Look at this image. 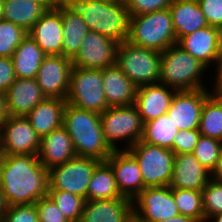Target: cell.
<instances>
[{"instance_id": "8d00e7d4", "label": "cell", "mask_w": 222, "mask_h": 222, "mask_svg": "<svg viewBox=\"0 0 222 222\" xmlns=\"http://www.w3.org/2000/svg\"><path fill=\"white\" fill-rule=\"evenodd\" d=\"M203 211L205 222L218 213L222 212V182L213 178L202 189Z\"/></svg>"}, {"instance_id": "f5cc1de1", "label": "cell", "mask_w": 222, "mask_h": 222, "mask_svg": "<svg viewBox=\"0 0 222 222\" xmlns=\"http://www.w3.org/2000/svg\"><path fill=\"white\" fill-rule=\"evenodd\" d=\"M3 4H4V0H0V19H2Z\"/></svg>"}, {"instance_id": "7bdbcfd3", "label": "cell", "mask_w": 222, "mask_h": 222, "mask_svg": "<svg viewBox=\"0 0 222 222\" xmlns=\"http://www.w3.org/2000/svg\"><path fill=\"white\" fill-rule=\"evenodd\" d=\"M15 79L12 59L9 57H0V92L5 93L15 82Z\"/></svg>"}, {"instance_id": "d590c367", "label": "cell", "mask_w": 222, "mask_h": 222, "mask_svg": "<svg viewBox=\"0 0 222 222\" xmlns=\"http://www.w3.org/2000/svg\"><path fill=\"white\" fill-rule=\"evenodd\" d=\"M221 150L222 141L201 135L194 148L193 155L204 168L212 173L217 165Z\"/></svg>"}, {"instance_id": "44dd1931", "label": "cell", "mask_w": 222, "mask_h": 222, "mask_svg": "<svg viewBox=\"0 0 222 222\" xmlns=\"http://www.w3.org/2000/svg\"><path fill=\"white\" fill-rule=\"evenodd\" d=\"M5 96L9 115L21 117H25L46 98L36 78H16Z\"/></svg>"}, {"instance_id": "9a60e30c", "label": "cell", "mask_w": 222, "mask_h": 222, "mask_svg": "<svg viewBox=\"0 0 222 222\" xmlns=\"http://www.w3.org/2000/svg\"><path fill=\"white\" fill-rule=\"evenodd\" d=\"M72 68V59L63 55H47L36 76L42 93L46 97L66 99Z\"/></svg>"}, {"instance_id": "cb8c5ba5", "label": "cell", "mask_w": 222, "mask_h": 222, "mask_svg": "<svg viewBox=\"0 0 222 222\" xmlns=\"http://www.w3.org/2000/svg\"><path fill=\"white\" fill-rule=\"evenodd\" d=\"M102 78L109 107L128 106L135 103L137 87L116 64L102 69Z\"/></svg>"}, {"instance_id": "ab89813d", "label": "cell", "mask_w": 222, "mask_h": 222, "mask_svg": "<svg viewBox=\"0 0 222 222\" xmlns=\"http://www.w3.org/2000/svg\"><path fill=\"white\" fill-rule=\"evenodd\" d=\"M35 206L38 211L39 222H70L49 196L40 198Z\"/></svg>"}, {"instance_id": "f1b7e54d", "label": "cell", "mask_w": 222, "mask_h": 222, "mask_svg": "<svg viewBox=\"0 0 222 222\" xmlns=\"http://www.w3.org/2000/svg\"><path fill=\"white\" fill-rule=\"evenodd\" d=\"M45 12L46 9L40 3L28 0H4L2 19L28 32Z\"/></svg>"}, {"instance_id": "ac0fdd59", "label": "cell", "mask_w": 222, "mask_h": 222, "mask_svg": "<svg viewBox=\"0 0 222 222\" xmlns=\"http://www.w3.org/2000/svg\"><path fill=\"white\" fill-rule=\"evenodd\" d=\"M28 34L46 55H62L63 23L61 18V0L52 9L46 10L32 26Z\"/></svg>"}, {"instance_id": "f546056e", "label": "cell", "mask_w": 222, "mask_h": 222, "mask_svg": "<svg viewBox=\"0 0 222 222\" xmlns=\"http://www.w3.org/2000/svg\"><path fill=\"white\" fill-rule=\"evenodd\" d=\"M127 198L119 192L114 172L106 161H101L94 169L88 190L87 200Z\"/></svg>"}, {"instance_id": "5b68a950", "label": "cell", "mask_w": 222, "mask_h": 222, "mask_svg": "<svg viewBox=\"0 0 222 222\" xmlns=\"http://www.w3.org/2000/svg\"><path fill=\"white\" fill-rule=\"evenodd\" d=\"M128 41L158 52L177 44L170 10L130 16Z\"/></svg>"}, {"instance_id": "5bb4252c", "label": "cell", "mask_w": 222, "mask_h": 222, "mask_svg": "<svg viewBox=\"0 0 222 222\" xmlns=\"http://www.w3.org/2000/svg\"><path fill=\"white\" fill-rule=\"evenodd\" d=\"M177 45L212 70L209 67L217 68L222 53V30L206 26L181 37ZM212 63L215 64L213 67Z\"/></svg>"}, {"instance_id": "83f0119b", "label": "cell", "mask_w": 222, "mask_h": 222, "mask_svg": "<svg viewBox=\"0 0 222 222\" xmlns=\"http://www.w3.org/2000/svg\"><path fill=\"white\" fill-rule=\"evenodd\" d=\"M47 55L28 34L11 57L16 78H36Z\"/></svg>"}, {"instance_id": "8fae6325", "label": "cell", "mask_w": 222, "mask_h": 222, "mask_svg": "<svg viewBox=\"0 0 222 222\" xmlns=\"http://www.w3.org/2000/svg\"><path fill=\"white\" fill-rule=\"evenodd\" d=\"M132 210L143 222H161L180 214L170 186L144 188L132 200Z\"/></svg>"}, {"instance_id": "836d02e7", "label": "cell", "mask_w": 222, "mask_h": 222, "mask_svg": "<svg viewBox=\"0 0 222 222\" xmlns=\"http://www.w3.org/2000/svg\"><path fill=\"white\" fill-rule=\"evenodd\" d=\"M48 196L70 222L80 221L86 199L61 190H48Z\"/></svg>"}, {"instance_id": "ffe728a7", "label": "cell", "mask_w": 222, "mask_h": 222, "mask_svg": "<svg viewBox=\"0 0 222 222\" xmlns=\"http://www.w3.org/2000/svg\"><path fill=\"white\" fill-rule=\"evenodd\" d=\"M211 179V172L204 168L193 153L175 154L169 186L175 189L202 191Z\"/></svg>"}, {"instance_id": "c3c4849f", "label": "cell", "mask_w": 222, "mask_h": 222, "mask_svg": "<svg viewBox=\"0 0 222 222\" xmlns=\"http://www.w3.org/2000/svg\"><path fill=\"white\" fill-rule=\"evenodd\" d=\"M28 1L40 3L46 10H49L54 8L59 0H28Z\"/></svg>"}, {"instance_id": "ee69618b", "label": "cell", "mask_w": 222, "mask_h": 222, "mask_svg": "<svg viewBox=\"0 0 222 222\" xmlns=\"http://www.w3.org/2000/svg\"><path fill=\"white\" fill-rule=\"evenodd\" d=\"M216 70V73L214 74V76L216 75L215 79H212L213 81L215 80L212 89L214 93L222 95V53Z\"/></svg>"}, {"instance_id": "7dc6e473", "label": "cell", "mask_w": 222, "mask_h": 222, "mask_svg": "<svg viewBox=\"0 0 222 222\" xmlns=\"http://www.w3.org/2000/svg\"><path fill=\"white\" fill-rule=\"evenodd\" d=\"M161 222H197V221L194 218L179 214L177 216L168 218V219L161 221Z\"/></svg>"}, {"instance_id": "74e56055", "label": "cell", "mask_w": 222, "mask_h": 222, "mask_svg": "<svg viewBox=\"0 0 222 222\" xmlns=\"http://www.w3.org/2000/svg\"><path fill=\"white\" fill-rule=\"evenodd\" d=\"M174 0H124L130 16L149 14L169 9Z\"/></svg>"}, {"instance_id": "db71d44e", "label": "cell", "mask_w": 222, "mask_h": 222, "mask_svg": "<svg viewBox=\"0 0 222 222\" xmlns=\"http://www.w3.org/2000/svg\"><path fill=\"white\" fill-rule=\"evenodd\" d=\"M2 165H3V155L0 152V180H1V169H2Z\"/></svg>"}, {"instance_id": "d4e9b609", "label": "cell", "mask_w": 222, "mask_h": 222, "mask_svg": "<svg viewBox=\"0 0 222 222\" xmlns=\"http://www.w3.org/2000/svg\"><path fill=\"white\" fill-rule=\"evenodd\" d=\"M66 103L65 99L46 97L25 116L40 138L62 126Z\"/></svg>"}, {"instance_id": "3957f363", "label": "cell", "mask_w": 222, "mask_h": 222, "mask_svg": "<svg viewBox=\"0 0 222 222\" xmlns=\"http://www.w3.org/2000/svg\"><path fill=\"white\" fill-rule=\"evenodd\" d=\"M80 14L90 31L118 43L128 40L130 15L124 0H67Z\"/></svg>"}, {"instance_id": "60d3db41", "label": "cell", "mask_w": 222, "mask_h": 222, "mask_svg": "<svg viewBox=\"0 0 222 222\" xmlns=\"http://www.w3.org/2000/svg\"><path fill=\"white\" fill-rule=\"evenodd\" d=\"M200 136L198 130H179L174 138L173 152L175 154L193 153Z\"/></svg>"}, {"instance_id": "277c9868", "label": "cell", "mask_w": 222, "mask_h": 222, "mask_svg": "<svg viewBox=\"0 0 222 222\" xmlns=\"http://www.w3.org/2000/svg\"><path fill=\"white\" fill-rule=\"evenodd\" d=\"M206 71L208 69L201 62L177 44L161 52L159 83L176 91L207 88L205 79L202 81Z\"/></svg>"}, {"instance_id": "e575fe53", "label": "cell", "mask_w": 222, "mask_h": 222, "mask_svg": "<svg viewBox=\"0 0 222 222\" xmlns=\"http://www.w3.org/2000/svg\"><path fill=\"white\" fill-rule=\"evenodd\" d=\"M28 32L12 22L0 19V57L11 58Z\"/></svg>"}, {"instance_id": "7402d4cb", "label": "cell", "mask_w": 222, "mask_h": 222, "mask_svg": "<svg viewBox=\"0 0 222 222\" xmlns=\"http://www.w3.org/2000/svg\"><path fill=\"white\" fill-rule=\"evenodd\" d=\"M132 215L130 198L87 200L79 222H127Z\"/></svg>"}, {"instance_id": "d6a6232c", "label": "cell", "mask_w": 222, "mask_h": 222, "mask_svg": "<svg viewBox=\"0 0 222 222\" xmlns=\"http://www.w3.org/2000/svg\"><path fill=\"white\" fill-rule=\"evenodd\" d=\"M172 193L181 215L205 222L202 191L172 188Z\"/></svg>"}, {"instance_id": "7c38bea8", "label": "cell", "mask_w": 222, "mask_h": 222, "mask_svg": "<svg viewBox=\"0 0 222 222\" xmlns=\"http://www.w3.org/2000/svg\"><path fill=\"white\" fill-rule=\"evenodd\" d=\"M40 140L26 117L10 116L1 125L2 155L38 154Z\"/></svg>"}, {"instance_id": "f35d334b", "label": "cell", "mask_w": 222, "mask_h": 222, "mask_svg": "<svg viewBox=\"0 0 222 222\" xmlns=\"http://www.w3.org/2000/svg\"><path fill=\"white\" fill-rule=\"evenodd\" d=\"M3 222H39L35 204L7 206Z\"/></svg>"}, {"instance_id": "603a6c76", "label": "cell", "mask_w": 222, "mask_h": 222, "mask_svg": "<svg viewBox=\"0 0 222 222\" xmlns=\"http://www.w3.org/2000/svg\"><path fill=\"white\" fill-rule=\"evenodd\" d=\"M37 156L40 163L49 170L68 162L77 154L69 133L61 126L41 138Z\"/></svg>"}, {"instance_id": "1f68e13d", "label": "cell", "mask_w": 222, "mask_h": 222, "mask_svg": "<svg viewBox=\"0 0 222 222\" xmlns=\"http://www.w3.org/2000/svg\"><path fill=\"white\" fill-rule=\"evenodd\" d=\"M178 131L179 130L170 117L165 114L157 119L144 123V131L141 140L148 144L173 151V142Z\"/></svg>"}, {"instance_id": "4fadbf2b", "label": "cell", "mask_w": 222, "mask_h": 222, "mask_svg": "<svg viewBox=\"0 0 222 222\" xmlns=\"http://www.w3.org/2000/svg\"><path fill=\"white\" fill-rule=\"evenodd\" d=\"M119 43L95 31H89L79 52L72 59L74 67L102 70L116 64Z\"/></svg>"}, {"instance_id": "11a10c76", "label": "cell", "mask_w": 222, "mask_h": 222, "mask_svg": "<svg viewBox=\"0 0 222 222\" xmlns=\"http://www.w3.org/2000/svg\"><path fill=\"white\" fill-rule=\"evenodd\" d=\"M0 142H1V124H0Z\"/></svg>"}, {"instance_id": "52a82bcc", "label": "cell", "mask_w": 222, "mask_h": 222, "mask_svg": "<svg viewBox=\"0 0 222 222\" xmlns=\"http://www.w3.org/2000/svg\"><path fill=\"white\" fill-rule=\"evenodd\" d=\"M116 65L136 87L156 84L160 81L161 52L126 40L119 43Z\"/></svg>"}, {"instance_id": "d6986e66", "label": "cell", "mask_w": 222, "mask_h": 222, "mask_svg": "<svg viewBox=\"0 0 222 222\" xmlns=\"http://www.w3.org/2000/svg\"><path fill=\"white\" fill-rule=\"evenodd\" d=\"M176 90L161 83L137 87L134 106L144 123L167 114Z\"/></svg>"}, {"instance_id": "484cf974", "label": "cell", "mask_w": 222, "mask_h": 222, "mask_svg": "<svg viewBox=\"0 0 222 222\" xmlns=\"http://www.w3.org/2000/svg\"><path fill=\"white\" fill-rule=\"evenodd\" d=\"M61 18L64 36L62 55L73 59L90 30L77 10L67 0H61Z\"/></svg>"}, {"instance_id": "9c48e42d", "label": "cell", "mask_w": 222, "mask_h": 222, "mask_svg": "<svg viewBox=\"0 0 222 222\" xmlns=\"http://www.w3.org/2000/svg\"><path fill=\"white\" fill-rule=\"evenodd\" d=\"M128 151L139 164L146 188L169 186L175 159V153L172 150L140 140Z\"/></svg>"}, {"instance_id": "816d5d0a", "label": "cell", "mask_w": 222, "mask_h": 222, "mask_svg": "<svg viewBox=\"0 0 222 222\" xmlns=\"http://www.w3.org/2000/svg\"><path fill=\"white\" fill-rule=\"evenodd\" d=\"M127 222H143L141 221L138 217H135L134 215H132Z\"/></svg>"}, {"instance_id": "e0dca14e", "label": "cell", "mask_w": 222, "mask_h": 222, "mask_svg": "<svg viewBox=\"0 0 222 222\" xmlns=\"http://www.w3.org/2000/svg\"><path fill=\"white\" fill-rule=\"evenodd\" d=\"M106 162L111 166L122 196L133 200L144 188L140 167L128 150H113Z\"/></svg>"}, {"instance_id": "b9f144b4", "label": "cell", "mask_w": 222, "mask_h": 222, "mask_svg": "<svg viewBox=\"0 0 222 222\" xmlns=\"http://www.w3.org/2000/svg\"><path fill=\"white\" fill-rule=\"evenodd\" d=\"M208 26L222 30V0H197Z\"/></svg>"}, {"instance_id": "4dcf8cb0", "label": "cell", "mask_w": 222, "mask_h": 222, "mask_svg": "<svg viewBox=\"0 0 222 222\" xmlns=\"http://www.w3.org/2000/svg\"><path fill=\"white\" fill-rule=\"evenodd\" d=\"M198 131L222 141V95L212 92L203 103Z\"/></svg>"}, {"instance_id": "4316f807", "label": "cell", "mask_w": 222, "mask_h": 222, "mask_svg": "<svg viewBox=\"0 0 222 222\" xmlns=\"http://www.w3.org/2000/svg\"><path fill=\"white\" fill-rule=\"evenodd\" d=\"M169 10L177 41L187 34L208 26L197 0H174Z\"/></svg>"}, {"instance_id": "ba28073f", "label": "cell", "mask_w": 222, "mask_h": 222, "mask_svg": "<svg viewBox=\"0 0 222 222\" xmlns=\"http://www.w3.org/2000/svg\"><path fill=\"white\" fill-rule=\"evenodd\" d=\"M66 102L76 108L105 112L109 106L103 87L102 70L72 68Z\"/></svg>"}, {"instance_id": "7a4b0ae2", "label": "cell", "mask_w": 222, "mask_h": 222, "mask_svg": "<svg viewBox=\"0 0 222 222\" xmlns=\"http://www.w3.org/2000/svg\"><path fill=\"white\" fill-rule=\"evenodd\" d=\"M62 126L69 133L77 156L106 161L112 154L103 136L99 113L66 103Z\"/></svg>"}, {"instance_id": "2e32d148", "label": "cell", "mask_w": 222, "mask_h": 222, "mask_svg": "<svg viewBox=\"0 0 222 222\" xmlns=\"http://www.w3.org/2000/svg\"><path fill=\"white\" fill-rule=\"evenodd\" d=\"M207 88L176 91L167 112L178 130H198L203 103L213 92Z\"/></svg>"}, {"instance_id": "6da1fadb", "label": "cell", "mask_w": 222, "mask_h": 222, "mask_svg": "<svg viewBox=\"0 0 222 222\" xmlns=\"http://www.w3.org/2000/svg\"><path fill=\"white\" fill-rule=\"evenodd\" d=\"M0 189L7 206L35 204L48 196V170L37 154L3 155Z\"/></svg>"}, {"instance_id": "8992f818", "label": "cell", "mask_w": 222, "mask_h": 222, "mask_svg": "<svg viewBox=\"0 0 222 222\" xmlns=\"http://www.w3.org/2000/svg\"><path fill=\"white\" fill-rule=\"evenodd\" d=\"M100 122L104 139L112 150H120L119 142L123 141L121 150H128L143 136L144 122L134 104L109 107L100 114Z\"/></svg>"}, {"instance_id": "f907efd6", "label": "cell", "mask_w": 222, "mask_h": 222, "mask_svg": "<svg viewBox=\"0 0 222 222\" xmlns=\"http://www.w3.org/2000/svg\"><path fill=\"white\" fill-rule=\"evenodd\" d=\"M222 222V212L211 216L207 222Z\"/></svg>"}, {"instance_id": "f6af8a7d", "label": "cell", "mask_w": 222, "mask_h": 222, "mask_svg": "<svg viewBox=\"0 0 222 222\" xmlns=\"http://www.w3.org/2000/svg\"><path fill=\"white\" fill-rule=\"evenodd\" d=\"M9 117L5 93L0 92V124L2 125Z\"/></svg>"}, {"instance_id": "bcb514c9", "label": "cell", "mask_w": 222, "mask_h": 222, "mask_svg": "<svg viewBox=\"0 0 222 222\" xmlns=\"http://www.w3.org/2000/svg\"><path fill=\"white\" fill-rule=\"evenodd\" d=\"M211 178L222 182V150L215 169L211 173Z\"/></svg>"}, {"instance_id": "30bf717a", "label": "cell", "mask_w": 222, "mask_h": 222, "mask_svg": "<svg viewBox=\"0 0 222 222\" xmlns=\"http://www.w3.org/2000/svg\"><path fill=\"white\" fill-rule=\"evenodd\" d=\"M101 161L93 157L75 156L68 162L48 170V190L67 191L87 201L92 173Z\"/></svg>"}, {"instance_id": "681fc988", "label": "cell", "mask_w": 222, "mask_h": 222, "mask_svg": "<svg viewBox=\"0 0 222 222\" xmlns=\"http://www.w3.org/2000/svg\"><path fill=\"white\" fill-rule=\"evenodd\" d=\"M6 209H7V204L4 200L2 190L0 189V218H3V215L6 212Z\"/></svg>"}]
</instances>
